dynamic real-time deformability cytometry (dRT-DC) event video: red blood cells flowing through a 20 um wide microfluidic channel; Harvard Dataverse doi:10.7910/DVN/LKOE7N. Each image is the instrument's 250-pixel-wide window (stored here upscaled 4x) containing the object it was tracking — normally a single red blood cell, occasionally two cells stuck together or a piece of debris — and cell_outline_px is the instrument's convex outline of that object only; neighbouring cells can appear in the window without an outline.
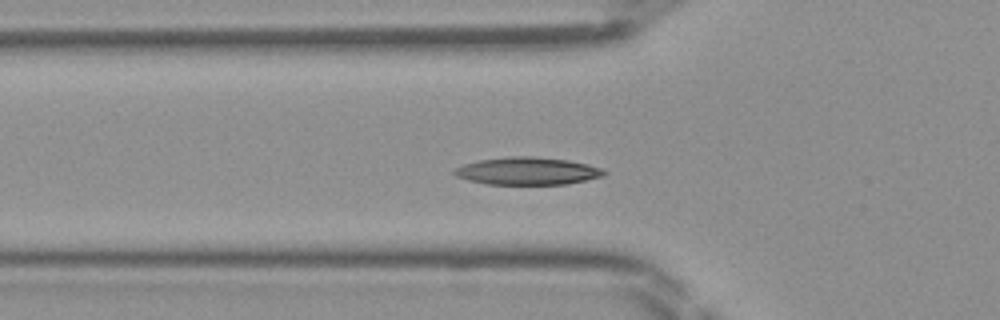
{"species": "Egyptian fruit bat (a non-hibernating species)", "species_latin": "Rousettus aegyptiacus", "temperature_condition": "room temperature", "stored_images_in_passage": 39, "camera_frame_rate_fps": 3000, "um_per_image_px": 0.085, "frame": {"image": 1, "passage_image": 14, "time_ms": 4.333, "image_size_px": [1000, 320], "cell_outline_px": [[608, 172], [604, 176], [564, 184], [488, 184], [468, 180], [456, 176], [452, 172], [456, 168], [464, 164], [480, 160], [512, 156], [532, 156], [568, 160], [588, 164], [600, 168]], "centroid_in_image_um": [44.84, 14.53], "position_along_channel_um": 81.0, "area_um2": 23.81}}
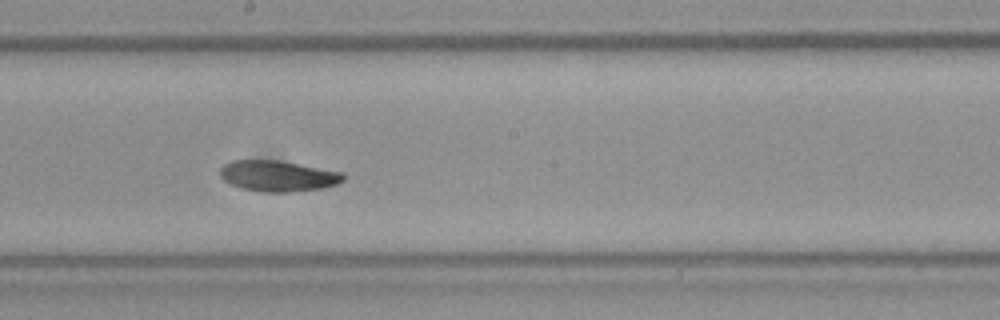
{"frame": {"image": 2, "passage_image": 24, "time_ms": 7.667, "image_size_px": [1000, 320], "cell_outline_px": [[344, 180], [336, 184], [324, 188], [292, 192], [264, 192], [244, 188], [232, 184], [224, 180], [220, 176], [220, 168], [224, 164], [232, 160], [280, 160], [344, 172]], "centroid_in_image_um": [23.66, 14.95], "position_along_channel_um": 224.5, "area_um2": 22.25}}
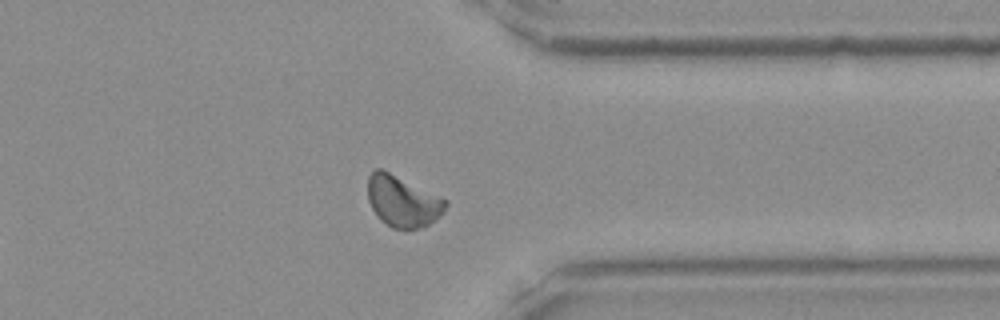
{"frame": {"image": 3, "passage_image": 35, "time_ms": 11.333, "image_size_px": [1000, 320], "cell_outline_px": [[448, 204], [444, 212], [436, 220], [420, 228], [392, 228], [380, 220], [376, 216], [368, 200], [368, 176], [376, 168], [380, 168], [440, 196], [448, 200]], "centroid_in_image_um": [34.23, 17.12], "position_along_channel_um": 377.2, "area_um2": 23.12}}